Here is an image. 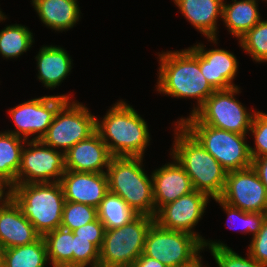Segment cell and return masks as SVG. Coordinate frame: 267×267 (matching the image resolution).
Instances as JSON below:
<instances>
[{"label":"cell","instance_id":"19","mask_svg":"<svg viewBox=\"0 0 267 267\" xmlns=\"http://www.w3.org/2000/svg\"><path fill=\"white\" fill-rule=\"evenodd\" d=\"M168 163L152 172L153 198L156 212L164 205L194 191L190 177L176 161Z\"/></svg>","mask_w":267,"mask_h":267},{"label":"cell","instance_id":"26","mask_svg":"<svg viewBox=\"0 0 267 267\" xmlns=\"http://www.w3.org/2000/svg\"><path fill=\"white\" fill-rule=\"evenodd\" d=\"M97 215L105 230H110L131 223L140 214L119 195L108 192L97 207Z\"/></svg>","mask_w":267,"mask_h":267},{"label":"cell","instance_id":"33","mask_svg":"<svg viewBox=\"0 0 267 267\" xmlns=\"http://www.w3.org/2000/svg\"><path fill=\"white\" fill-rule=\"evenodd\" d=\"M99 267V249L93 239L79 238L73 233V267Z\"/></svg>","mask_w":267,"mask_h":267},{"label":"cell","instance_id":"28","mask_svg":"<svg viewBox=\"0 0 267 267\" xmlns=\"http://www.w3.org/2000/svg\"><path fill=\"white\" fill-rule=\"evenodd\" d=\"M33 33L24 25H7L0 31V54L2 57L18 58L32 46Z\"/></svg>","mask_w":267,"mask_h":267},{"label":"cell","instance_id":"9","mask_svg":"<svg viewBox=\"0 0 267 267\" xmlns=\"http://www.w3.org/2000/svg\"><path fill=\"white\" fill-rule=\"evenodd\" d=\"M239 89L236 86L215 90L193 116L202 124L247 135L256 111L248 112L236 99L235 94L240 92Z\"/></svg>","mask_w":267,"mask_h":267},{"label":"cell","instance_id":"14","mask_svg":"<svg viewBox=\"0 0 267 267\" xmlns=\"http://www.w3.org/2000/svg\"><path fill=\"white\" fill-rule=\"evenodd\" d=\"M209 199L207 194L194 190L162 206L156 212L155 222L164 229L194 235L203 244L205 239L194 232L193 228L201 220Z\"/></svg>","mask_w":267,"mask_h":267},{"label":"cell","instance_id":"12","mask_svg":"<svg viewBox=\"0 0 267 267\" xmlns=\"http://www.w3.org/2000/svg\"><path fill=\"white\" fill-rule=\"evenodd\" d=\"M68 99L70 96L64 94L42 96L11 108L8 114L15 123L16 129L5 132L25 140H29L31 135H36L32 140H41L46 135L57 111Z\"/></svg>","mask_w":267,"mask_h":267},{"label":"cell","instance_id":"40","mask_svg":"<svg viewBox=\"0 0 267 267\" xmlns=\"http://www.w3.org/2000/svg\"><path fill=\"white\" fill-rule=\"evenodd\" d=\"M201 259H202V256L195 263H193L192 265L187 266V267H204Z\"/></svg>","mask_w":267,"mask_h":267},{"label":"cell","instance_id":"15","mask_svg":"<svg viewBox=\"0 0 267 267\" xmlns=\"http://www.w3.org/2000/svg\"><path fill=\"white\" fill-rule=\"evenodd\" d=\"M66 201L93 206L109 192L106 173H84L66 170L59 181Z\"/></svg>","mask_w":267,"mask_h":267},{"label":"cell","instance_id":"38","mask_svg":"<svg viewBox=\"0 0 267 267\" xmlns=\"http://www.w3.org/2000/svg\"><path fill=\"white\" fill-rule=\"evenodd\" d=\"M132 267H167L156 259L149 258L142 254L132 265Z\"/></svg>","mask_w":267,"mask_h":267},{"label":"cell","instance_id":"3","mask_svg":"<svg viewBox=\"0 0 267 267\" xmlns=\"http://www.w3.org/2000/svg\"><path fill=\"white\" fill-rule=\"evenodd\" d=\"M175 127L171 156L186 171L194 190L212 199L219 198L225 187L227 171L180 123Z\"/></svg>","mask_w":267,"mask_h":267},{"label":"cell","instance_id":"27","mask_svg":"<svg viewBox=\"0 0 267 267\" xmlns=\"http://www.w3.org/2000/svg\"><path fill=\"white\" fill-rule=\"evenodd\" d=\"M42 237L52 267H73V231L59 227Z\"/></svg>","mask_w":267,"mask_h":267},{"label":"cell","instance_id":"7","mask_svg":"<svg viewBox=\"0 0 267 267\" xmlns=\"http://www.w3.org/2000/svg\"><path fill=\"white\" fill-rule=\"evenodd\" d=\"M154 217L139 215L131 223L105 230L99 250V267H132L143 254L145 239Z\"/></svg>","mask_w":267,"mask_h":267},{"label":"cell","instance_id":"23","mask_svg":"<svg viewBox=\"0 0 267 267\" xmlns=\"http://www.w3.org/2000/svg\"><path fill=\"white\" fill-rule=\"evenodd\" d=\"M257 0H234L231 4L223 3L222 20L229 32L240 39L262 18Z\"/></svg>","mask_w":267,"mask_h":267},{"label":"cell","instance_id":"41","mask_svg":"<svg viewBox=\"0 0 267 267\" xmlns=\"http://www.w3.org/2000/svg\"><path fill=\"white\" fill-rule=\"evenodd\" d=\"M6 16L3 14L2 11H0V22L3 21V20H6Z\"/></svg>","mask_w":267,"mask_h":267},{"label":"cell","instance_id":"1","mask_svg":"<svg viewBox=\"0 0 267 267\" xmlns=\"http://www.w3.org/2000/svg\"><path fill=\"white\" fill-rule=\"evenodd\" d=\"M157 91L177 98H193V115L215 91L199 68V53L193 48L159 54Z\"/></svg>","mask_w":267,"mask_h":267},{"label":"cell","instance_id":"32","mask_svg":"<svg viewBox=\"0 0 267 267\" xmlns=\"http://www.w3.org/2000/svg\"><path fill=\"white\" fill-rule=\"evenodd\" d=\"M214 200L223 207L222 209H224V211L227 213L229 221L235 222L237 220V222L238 221L240 222L239 228L241 229L242 233H245V232H246L245 234L252 233L254 237L261 230L262 224L265 218L267 217V213L244 212L238 208H234L226 204L225 202L221 201L219 198H214ZM235 225L234 227L237 229Z\"/></svg>","mask_w":267,"mask_h":267},{"label":"cell","instance_id":"13","mask_svg":"<svg viewBox=\"0 0 267 267\" xmlns=\"http://www.w3.org/2000/svg\"><path fill=\"white\" fill-rule=\"evenodd\" d=\"M219 199L244 212L267 213V190L252 166L227 172Z\"/></svg>","mask_w":267,"mask_h":267},{"label":"cell","instance_id":"24","mask_svg":"<svg viewBox=\"0 0 267 267\" xmlns=\"http://www.w3.org/2000/svg\"><path fill=\"white\" fill-rule=\"evenodd\" d=\"M27 140L8 132H0V182L8 189L16 185L22 150Z\"/></svg>","mask_w":267,"mask_h":267},{"label":"cell","instance_id":"5","mask_svg":"<svg viewBox=\"0 0 267 267\" xmlns=\"http://www.w3.org/2000/svg\"><path fill=\"white\" fill-rule=\"evenodd\" d=\"M142 162L143 157H112L106 171L109 192L123 198L138 214L155 217L153 180Z\"/></svg>","mask_w":267,"mask_h":267},{"label":"cell","instance_id":"34","mask_svg":"<svg viewBox=\"0 0 267 267\" xmlns=\"http://www.w3.org/2000/svg\"><path fill=\"white\" fill-rule=\"evenodd\" d=\"M249 131L254 136L256 146H249L252 159L267 156V114L255 112Z\"/></svg>","mask_w":267,"mask_h":267},{"label":"cell","instance_id":"2","mask_svg":"<svg viewBox=\"0 0 267 267\" xmlns=\"http://www.w3.org/2000/svg\"><path fill=\"white\" fill-rule=\"evenodd\" d=\"M96 131L113 157H144L150 142L146 121L122 100L101 121L96 119Z\"/></svg>","mask_w":267,"mask_h":267},{"label":"cell","instance_id":"29","mask_svg":"<svg viewBox=\"0 0 267 267\" xmlns=\"http://www.w3.org/2000/svg\"><path fill=\"white\" fill-rule=\"evenodd\" d=\"M243 50L256 62H267V20H260L239 39Z\"/></svg>","mask_w":267,"mask_h":267},{"label":"cell","instance_id":"31","mask_svg":"<svg viewBox=\"0 0 267 267\" xmlns=\"http://www.w3.org/2000/svg\"><path fill=\"white\" fill-rule=\"evenodd\" d=\"M97 218V208L82 203L65 201L61 228L74 231Z\"/></svg>","mask_w":267,"mask_h":267},{"label":"cell","instance_id":"39","mask_svg":"<svg viewBox=\"0 0 267 267\" xmlns=\"http://www.w3.org/2000/svg\"><path fill=\"white\" fill-rule=\"evenodd\" d=\"M5 189L8 190V188L0 182V203L8 196V191L5 192Z\"/></svg>","mask_w":267,"mask_h":267},{"label":"cell","instance_id":"16","mask_svg":"<svg viewBox=\"0 0 267 267\" xmlns=\"http://www.w3.org/2000/svg\"><path fill=\"white\" fill-rule=\"evenodd\" d=\"M112 157L108 147L95 131L65 153V168L75 172L106 173Z\"/></svg>","mask_w":267,"mask_h":267},{"label":"cell","instance_id":"25","mask_svg":"<svg viewBox=\"0 0 267 267\" xmlns=\"http://www.w3.org/2000/svg\"><path fill=\"white\" fill-rule=\"evenodd\" d=\"M48 261L42 236L31 244L0 250V267H45Z\"/></svg>","mask_w":267,"mask_h":267},{"label":"cell","instance_id":"18","mask_svg":"<svg viewBox=\"0 0 267 267\" xmlns=\"http://www.w3.org/2000/svg\"><path fill=\"white\" fill-rule=\"evenodd\" d=\"M199 53V68L215 90L236 87L233 79L237 75L238 62L233 53L225 49L205 50V45L192 46Z\"/></svg>","mask_w":267,"mask_h":267},{"label":"cell","instance_id":"8","mask_svg":"<svg viewBox=\"0 0 267 267\" xmlns=\"http://www.w3.org/2000/svg\"><path fill=\"white\" fill-rule=\"evenodd\" d=\"M203 244L186 232L167 230L154 222L148 230L143 254L167 267H187L195 263Z\"/></svg>","mask_w":267,"mask_h":267},{"label":"cell","instance_id":"21","mask_svg":"<svg viewBox=\"0 0 267 267\" xmlns=\"http://www.w3.org/2000/svg\"><path fill=\"white\" fill-rule=\"evenodd\" d=\"M38 68V79L46 88H55L69 75L72 59L61 47L43 46L35 57Z\"/></svg>","mask_w":267,"mask_h":267},{"label":"cell","instance_id":"36","mask_svg":"<svg viewBox=\"0 0 267 267\" xmlns=\"http://www.w3.org/2000/svg\"><path fill=\"white\" fill-rule=\"evenodd\" d=\"M73 233L78 235L79 238L93 239V244L100 250L104 240L105 227L97 218L88 224L80 226Z\"/></svg>","mask_w":267,"mask_h":267},{"label":"cell","instance_id":"10","mask_svg":"<svg viewBox=\"0 0 267 267\" xmlns=\"http://www.w3.org/2000/svg\"><path fill=\"white\" fill-rule=\"evenodd\" d=\"M70 100L59 108L46 135L41 139L49 147L58 148L64 154L96 131L97 117L82 103H71Z\"/></svg>","mask_w":267,"mask_h":267},{"label":"cell","instance_id":"30","mask_svg":"<svg viewBox=\"0 0 267 267\" xmlns=\"http://www.w3.org/2000/svg\"><path fill=\"white\" fill-rule=\"evenodd\" d=\"M203 247L209 248L218 267H265L249 253L246 258L242 257L221 241L205 240Z\"/></svg>","mask_w":267,"mask_h":267},{"label":"cell","instance_id":"37","mask_svg":"<svg viewBox=\"0 0 267 267\" xmlns=\"http://www.w3.org/2000/svg\"><path fill=\"white\" fill-rule=\"evenodd\" d=\"M251 166L267 190V156L252 159Z\"/></svg>","mask_w":267,"mask_h":267},{"label":"cell","instance_id":"17","mask_svg":"<svg viewBox=\"0 0 267 267\" xmlns=\"http://www.w3.org/2000/svg\"><path fill=\"white\" fill-rule=\"evenodd\" d=\"M40 237L16 203L7 196L0 203V250L28 245Z\"/></svg>","mask_w":267,"mask_h":267},{"label":"cell","instance_id":"4","mask_svg":"<svg viewBox=\"0 0 267 267\" xmlns=\"http://www.w3.org/2000/svg\"><path fill=\"white\" fill-rule=\"evenodd\" d=\"M8 196L41 236L61 227L66 200L59 182L16 184Z\"/></svg>","mask_w":267,"mask_h":267},{"label":"cell","instance_id":"22","mask_svg":"<svg viewBox=\"0 0 267 267\" xmlns=\"http://www.w3.org/2000/svg\"><path fill=\"white\" fill-rule=\"evenodd\" d=\"M32 5L45 26L56 31L73 28L80 20L77 0H32Z\"/></svg>","mask_w":267,"mask_h":267},{"label":"cell","instance_id":"6","mask_svg":"<svg viewBox=\"0 0 267 267\" xmlns=\"http://www.w3.org/2000/svg\"><path fill=\"white\" fill-rule=\"evenodd\" d=\"M176 123H180L227 172L251 167L252 157L245 141L246 135L202 124L193 115Z\"/></svg>","mask_w":267,"mask_h":267},{"label":"cell","instance_id":"20","mask_svg":"<svg viewBox=\"0 0 267 267\" xmlns=\"http://www.w3.org/2000/svg\"><path fill=\"white\" fill-rule=\"evenodd\" d=\"M195 29L217 44V20L222 19L224 0H173Z\"/></svg>","mask_w":267,"mask_h":267},{"label":"cell","instance_id":"11","mask_svg":"<svg viewBox=\"0 0 267 267\" xmlns=\"http://www.w3.org/2000/svg\"><path fill=\"white\" fill-rule=\"evenodd\" d=\"M26 144L22 150L16 184L59 182L66 171L65 154L42 140L31 139Z\"/></svg>","mask_w":267,"mask_h":267},{"label":"cell","instance_id":"35","mask_svg":"<svg viewBox=\"0 0 267 267\" xmlns=\"http://www.w3.org/2000/svg\"><path fill=\"white\" fill-rule=\"evenodd\" d=\"M259 264L267 267V217L261 230L252 237L247 251Z\"/></svg>","mask_w":267,"mask_h":267}]
</instances>
